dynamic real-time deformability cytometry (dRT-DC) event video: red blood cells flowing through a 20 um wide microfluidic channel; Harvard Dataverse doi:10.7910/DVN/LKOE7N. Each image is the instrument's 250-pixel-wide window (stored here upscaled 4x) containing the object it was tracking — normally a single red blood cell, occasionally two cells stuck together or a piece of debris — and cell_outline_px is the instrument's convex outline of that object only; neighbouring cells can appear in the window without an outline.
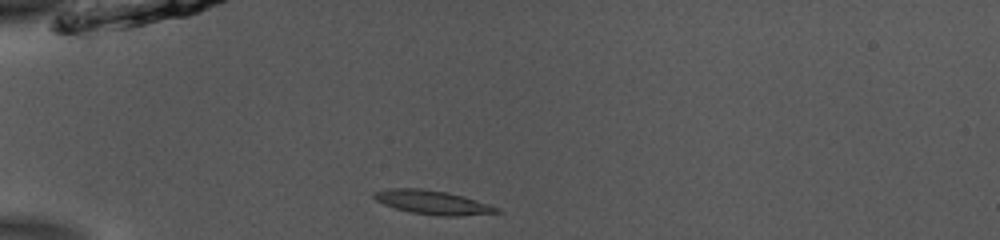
{"species": "common noctule bat (a hibernating species)", "species_latin": "Nyctalus noctula", "temperature_condition": "room temperature", "stored_images_in_passage": 38, "camera_frame_rate_fps": 3000, "um_per_image_px": 0.085, "animal": {"sex": "male", "body_mass_g": 13.0, "forearm_length_mm": 53.1}, "frame": {"image": 1, "passage_image": 1, "time_ms": 0.0, "image_size_px": [1000, 240], "cell_outline_px": [[504, 212], [456, 216], [440, 216], [412, 212], [396, 208], [384, 204], [376, 200], [372, 196], [376, 192], [388, 188], [420, 188], [448, 192], [464, 196], [500, 208]], "centroid_in_image_um": [36.81, 17.2], "position_along_channel_um": 48.2, "area_um2": 16.99}}
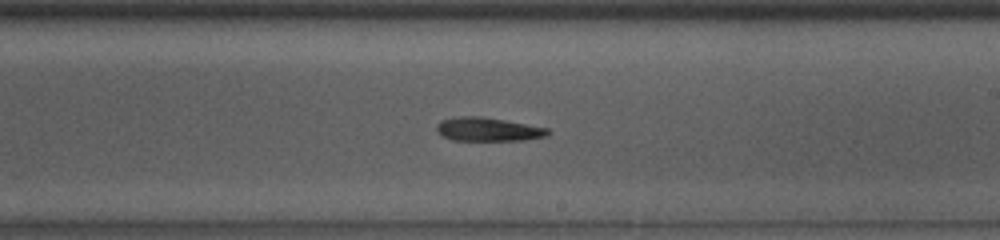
{"frame": {"image": 2, "passage_image": 18, "time_ms": 5.667, "image_size_px": [1000, 240], "cell_outline_px": [[552, 132], [544, 136], [524, 140], [452, 140], [444, 136], [436, 128], [436, 124], [440, 120], [460, 116], [480, 116], [504, 120], [548, 128]], "centroid_in_image_um": [41.48, 10.99], "position_along_channel_um": 247.5, "area_um2": 15.14}}
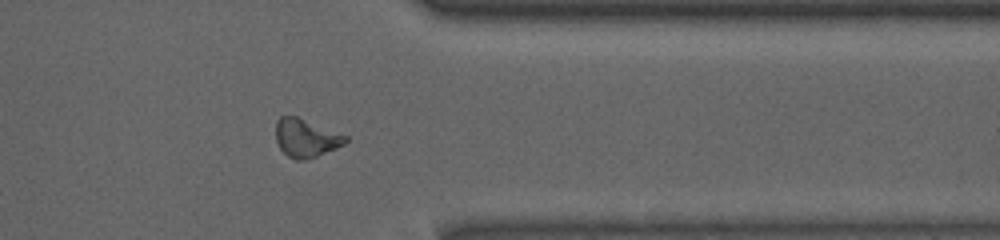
{"frame": {"image": 3, "passage_image": 29, "time_ms": 9.333, "image_size_px": [1000, 240], "cell_outline_px": [[348, 140], [344, 144], [336, 148], [316, 156], [304, 160], [296, 160], [288, 156], [280, 148], [276, 140], [276, 120], [280, 116], [296, 116], [348, 136]], "centroid_in_image_um": [25.99, 11.72], "position_along_channel_um": 385.4, "area_um2": 15.37}, "authors_computed_cell_mechanics": {"area_um2": 15.606, "velocity_mm_per_s": 3.8764, "shape_relaxation_time_tau1_ms": null, "shape_relaxation_time_tau2_ms": 1.2761, "deformation_change_tau1": null, "deformation_change_tau2": 0.094}}